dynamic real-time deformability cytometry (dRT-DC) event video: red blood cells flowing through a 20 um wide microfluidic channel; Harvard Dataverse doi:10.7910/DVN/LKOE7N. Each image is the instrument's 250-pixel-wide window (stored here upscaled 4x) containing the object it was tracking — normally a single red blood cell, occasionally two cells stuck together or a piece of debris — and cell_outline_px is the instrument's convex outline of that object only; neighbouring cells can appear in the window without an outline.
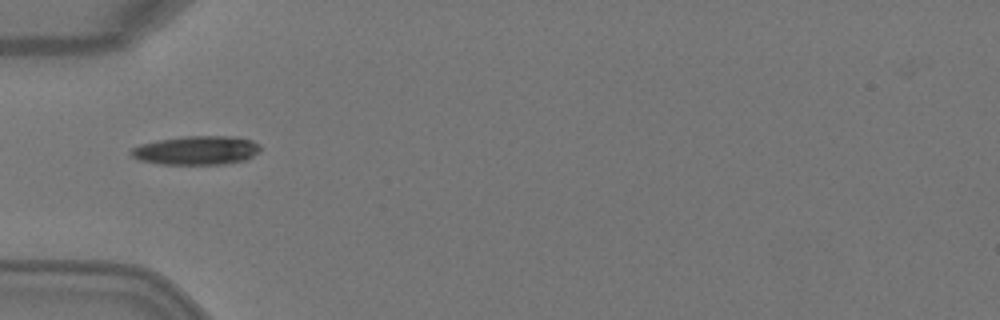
{"species": "Egyptian fruit bat (a non-hibernating species)", "species_latin": "Rousettus aegyptiacus", "temperature_condition": "warm", "stored_images_in_passage": 5, "camera_frame_rate_fps": 3000, "um_per_image_px": 0.085, "animal": {"sex": "female"}, "frame": {"image": 1, "passage_image": 5, "time_ms": 1.333, "image_size_px": [1000, 320], "cell_outline_px": [[260, 152], [244, 160], [224, 164], [160, 164], [136, 160], [128, 152], [132, 148], [140, 144], [156, 140], [184, 136], [236, 136], [252, 140], [260, 144]], "centroid_in_image_um": [16.68, 12.77], "position_along_channel_um": 68.3, "area_um2": 22.02}}